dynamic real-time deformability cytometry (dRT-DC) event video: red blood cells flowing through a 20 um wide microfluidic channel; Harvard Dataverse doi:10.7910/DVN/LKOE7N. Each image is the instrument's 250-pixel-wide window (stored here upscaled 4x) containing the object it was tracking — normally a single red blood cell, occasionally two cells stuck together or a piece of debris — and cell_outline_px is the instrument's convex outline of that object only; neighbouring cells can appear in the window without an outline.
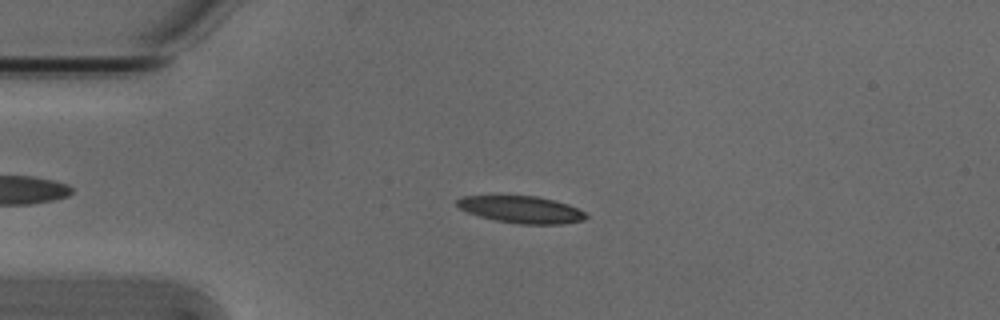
{"species": "Egyptian fruit bat (a non-hibernating species)", "species_latin": "Rousettus aegyptiacus", "temperature_condition": "cold", "stored_images_in_passage": 6, "camera_frame_rate_fps": 3000, "um_per_image_px": 0.085, "animal": {"sex": "male"}, "frame": {"image": 1, "passage_image": 4, "time_ms": 1.0, "image_size_px": [1000, 320], "cell_outline_px": [[588, 216], [584, 220], [564, 224], [520, 224], [496, 220], [480, 216], [468, 212], [460, 208], [456, 204], [456, 200], [464, 196], [536, 196], [568, 204], [584, 212]], "centroid_in_image_um": [44.33, 17.82], "position_along_channel_um": 40.7, "area_um2": 20.06}}